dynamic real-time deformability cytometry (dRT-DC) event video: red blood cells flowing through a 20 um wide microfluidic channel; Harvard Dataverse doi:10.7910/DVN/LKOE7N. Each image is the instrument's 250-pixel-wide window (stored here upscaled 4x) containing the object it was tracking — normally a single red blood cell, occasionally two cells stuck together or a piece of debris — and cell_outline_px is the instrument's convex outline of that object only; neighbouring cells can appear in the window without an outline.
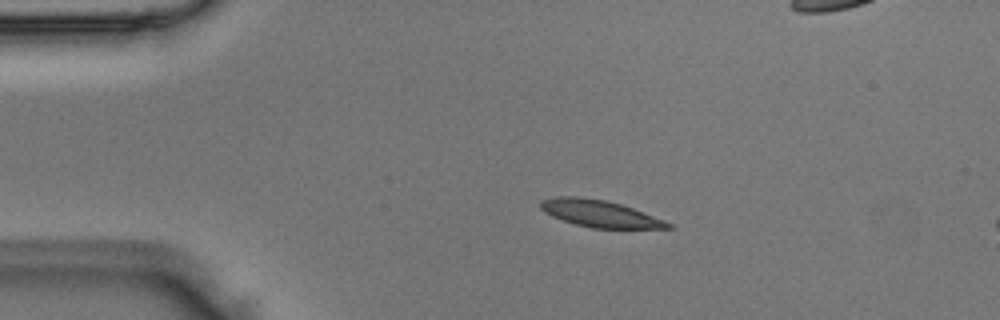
{"species": "Egyptian fruit bat (a non-hibernating species)", "species_latin": "Rousettus aegyptiacus", "temperature_condition": "room temperature", "stored_images_in_passage": 3, "camera_frame_rate_fps": 3000, "um_per_image_px": 0.085, "animal": {"sex": "male"}, "frame": {"image": 1, "passage_image": 1, "time_ms": 0.0, "image_size_px": [1000, 320], "cell_outline_px": [[672, 228], [592, 228], [576, 224], [552, 216], [544, 212], [540, 208], [540, 200], [556, 196], [580, 196], [608, 200], [632, 208], [664, 220], [672, 224]], "centroid_in_image_um": [50.94, 18.14], "position_along_channel_um": 34.1, "area_um2": 19.88}}